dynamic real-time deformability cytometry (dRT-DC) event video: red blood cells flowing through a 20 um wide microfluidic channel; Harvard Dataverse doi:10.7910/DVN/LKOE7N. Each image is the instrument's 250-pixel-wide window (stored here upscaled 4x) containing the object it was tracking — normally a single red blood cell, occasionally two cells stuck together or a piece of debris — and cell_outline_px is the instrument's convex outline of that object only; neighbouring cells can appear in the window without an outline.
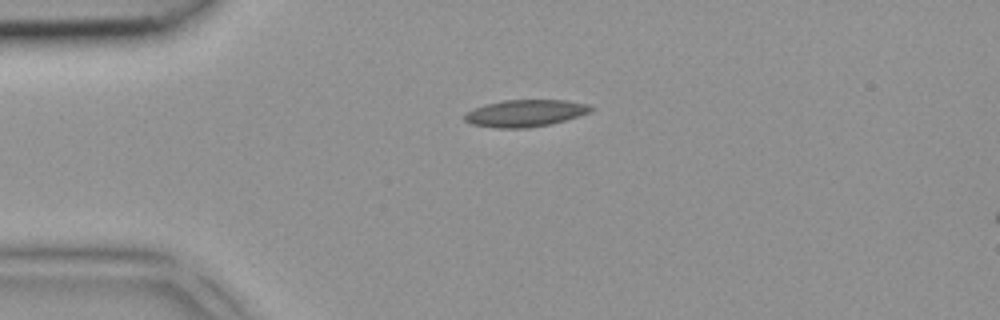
{"species": "common noctule bat (a hibernating species)", "species_latin": "Nyctalus noctula", "temperature_condition": "room temperature", "stored_images_in_passage": 3, "camera_frame_rate_fps": 3000, "um_per_image_px": 0.085, "animal": {"sex": "female", "body_mass_g": 18.4}, "frame": {"image": 1, "passage_image": 1, "time_ms": 0.0, "image_size_px": [1000, 320], "cell_outline_px": [[596, 108], [580, 116], [552, 124], [528, 128], [496, 128], [472, 124], [464, 120], [464, 112], [472, 108], [484, 104], [504, 100], [564, 100], [588, 104]], "centroid_in_image_um": [44.62, 9.62], "position_along_channel_um": 40.4, "area_um2": 20.11}}